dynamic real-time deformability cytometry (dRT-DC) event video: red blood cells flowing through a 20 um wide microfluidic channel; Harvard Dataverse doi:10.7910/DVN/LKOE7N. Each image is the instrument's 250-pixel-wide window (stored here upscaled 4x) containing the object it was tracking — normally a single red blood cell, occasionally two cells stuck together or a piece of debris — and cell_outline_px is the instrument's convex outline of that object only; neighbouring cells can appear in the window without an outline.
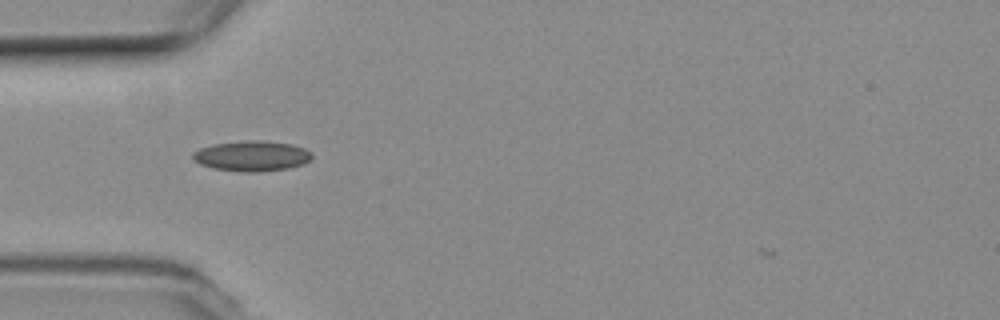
{"species": "common noctule bat (a hibernating species)", "species_latin": "Nyctalus noctula", "temperature_condition": "room temperature", "stored_images_in_passage": 45, "camera_frame_rate_fps": 3000, "um_per_image_px": 0.085, "animal": {"sex": "female", "body_mass_g": 19.3, "forearm_length_mm": 54.1}, "frame": {"image": 1, "passage_image": 7, "time_ms": 2.0, "image_size_px": [1000, 320], "cell_outline_px": [[312, 160], [304, 164], [288, 168], [260, 172], [244, 172], [212, 168], [200, 164], [192, 160], [192, 152], [200, 148], [212, 144], [252, 140], [260, 140], [292, 144], [304, 148], [312, 152]], "centroid_in_image_um": [21.41, 13.26], "position_along_channel_um": 63.6, "area_um2": 21.27}}
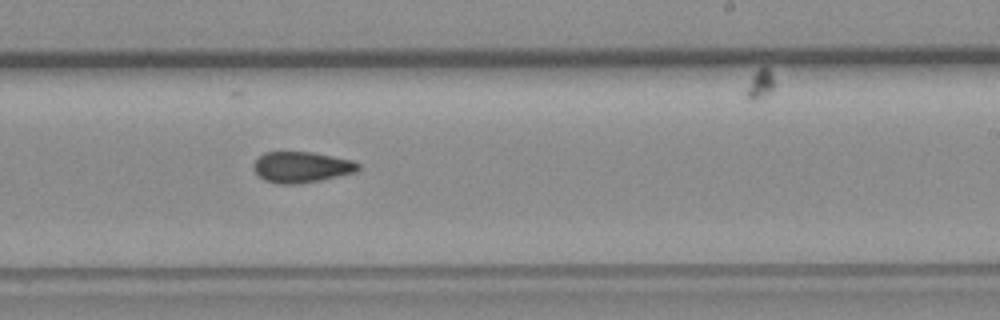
{"frame": {"image": 2, "passage_image": 23, "time_ms": 7.333, "image_size_px": [1000, 320], "cell_outline_px": [[360, 168], [356, 172], [324, 180], [300, 184], [276, 184], [264, 180], [256, 172], [256, 160], [264, 152], [312, 152], [352, 160], [360, 164]], "centroid_in_image_um": [25.69, 14.22], "position_along_channel_um": 263.3, "area_um2": 18.84}}
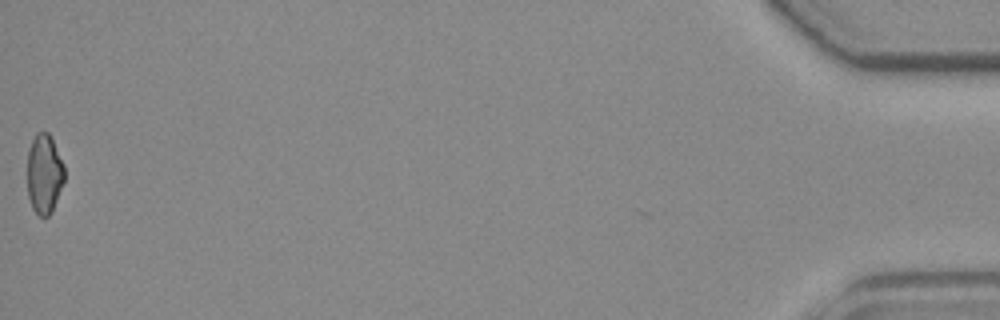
{"frame": {"image": 3, "passage_image": 45, "time_ms": 14.667, "image_size_px": [1000, 320], "cell_outline_px": [[64, 180], [52, 212], [48, 216], [40, 216], [32, 208], [28, 196], [28, 148], [36, 132], [48, 132], [64, 164]], "centroid_in_image_um": [3.76, 14.78], "position_along_channel_um": 431.4, "area_um2": 17.11}, "authors_computed_cell_mechanics": {"area_um2": 18.4382, "velocity_mm_per_s": 3.751, "shape_relaxation_time_tau1_ms": null, "shape_relaxation_time_tau2_ms": 4.0877, "deformation_change_tau1": null, "deformation_change_tau2": 0.0853}}